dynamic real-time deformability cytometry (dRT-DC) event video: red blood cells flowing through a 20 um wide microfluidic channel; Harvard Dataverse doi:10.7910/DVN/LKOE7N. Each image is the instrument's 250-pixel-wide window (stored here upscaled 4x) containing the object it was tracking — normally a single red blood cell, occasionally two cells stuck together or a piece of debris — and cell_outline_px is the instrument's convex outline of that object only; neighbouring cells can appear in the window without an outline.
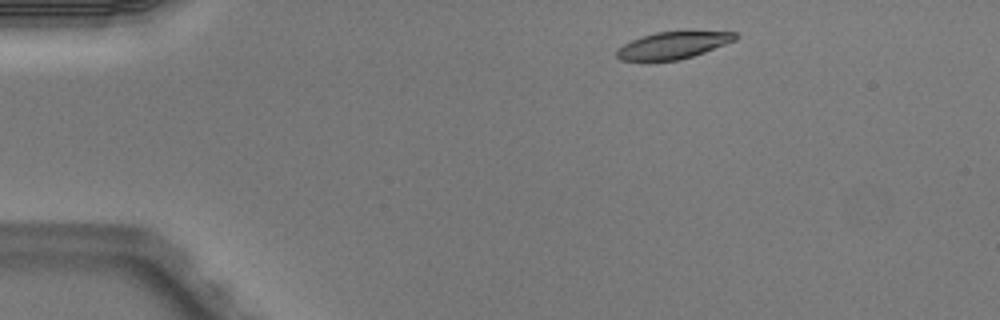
{"species": "Egyptian fruit bat (a non-hibernating species)", "species_latin": "Rousettus aegyptiacus", "temperature_condition": "warm", "stored_images_in_passage": 3, "camera_frame_rate_fps": 3000, "um_per_image_px": 0.085, "animal": {"sex": "male"}, "frame": {"image": 1, "passage_image": 1, "time_ms": 0.0, "image_size_px": [1000, 320], "cell_outline_px": [[740, 36], [736, 40], [704, 52], [680, 60], [620, 60], [616, 56], [616, 48], [632, 40], [656, 32], [736, 32]], "centroid_in_image_um": [57.21, 3.85], "position_along_channel_um": 27.8, "area_um2": 18.32}}
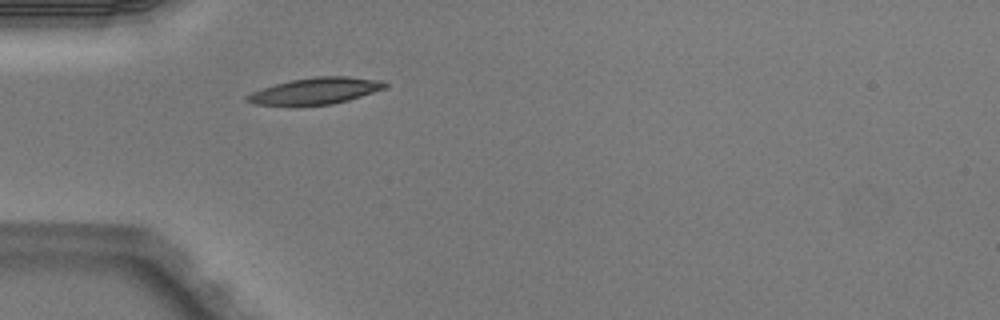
{"frame": {"image": 2, "passage_image": 3, "time_ms": 0.667, "image_size_px": [1000, 320], "cell_outline_px": [[388, 84], [384, 88], [348, 100], [332, 104], [300, 108], [252, 104], [244, 100], [244, 96], [252, 92], [276, 84], [292, 80], [316, 76], [348, 76], [384, 80]], "centroid_in_image_um": [26.74, 7.77], "position_along_channel_um": 58.3, "area_um2": 21.96}}